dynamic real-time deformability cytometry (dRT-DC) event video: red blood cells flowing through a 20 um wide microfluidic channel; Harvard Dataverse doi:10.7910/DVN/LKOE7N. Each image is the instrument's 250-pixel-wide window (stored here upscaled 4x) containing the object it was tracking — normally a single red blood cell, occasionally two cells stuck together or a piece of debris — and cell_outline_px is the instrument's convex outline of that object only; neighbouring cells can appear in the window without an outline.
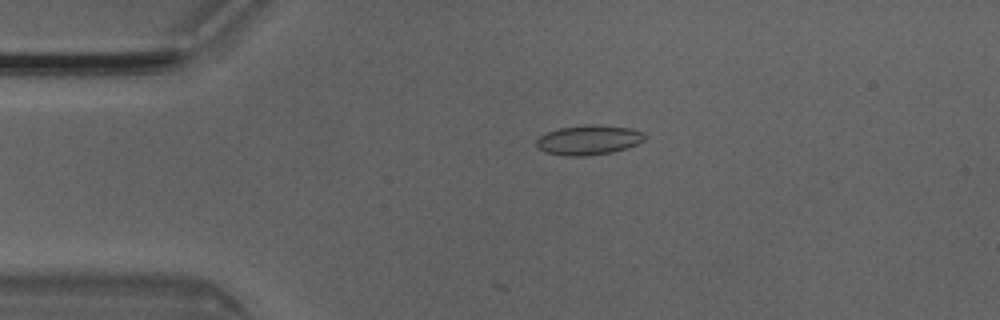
{"species": "Egyptian fruit bat (a non-hibernating species)", "species_latin": "Rousettus aegyptiacus", "temperature_condition": "room temperature", "stored_images_in_passage": 9, "camera_frame_rate_fps": 3000, "um_per_image_px": 0.085, "animal": {"sex": "male"}, "frame": {"image": 1, "passage_image": 5, "time_ms": 1.333, "image_size_px": [1000, 320], "cell_outline_px": [[644, 140], [628, 148], [612, 152], [588, 156], [564, 156], [544, 152], [536, 148], [536, 140], [540, 136], [548, 132], [560, 128], [584, 124], [600, 124], [632, 128], [644, 132]], "centroid_in_image_um": [50.03, 11.9], "position_along_channel_um": 35.0, "area_um2": 19.07}}